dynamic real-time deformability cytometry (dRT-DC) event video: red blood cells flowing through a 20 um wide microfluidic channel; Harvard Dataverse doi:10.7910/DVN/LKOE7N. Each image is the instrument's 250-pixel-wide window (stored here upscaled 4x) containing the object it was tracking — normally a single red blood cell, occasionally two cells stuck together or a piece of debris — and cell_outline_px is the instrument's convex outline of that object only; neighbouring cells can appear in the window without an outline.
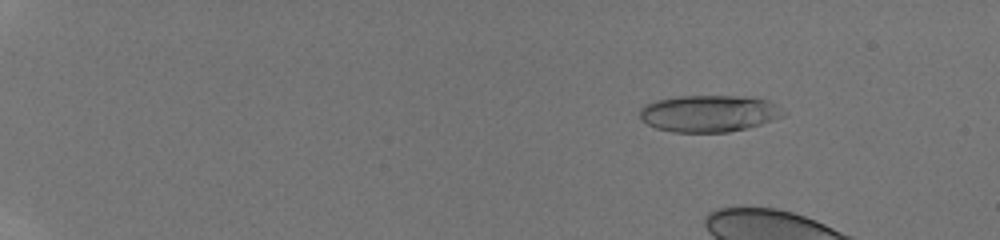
{"species": "human", "species_latin": "Homo sapiens", "temperature_condition": "room temperature", "stored_images_in_passage": 27, "camera_frame_rate_fps": 3000, "um_per_image_px": 0.085, "donor": {"sex": "male"}, "frame": {"image": 1, "passage_image": 16, "time_ms": 3.0, "image_size_px": [1000, 240], "cell_outline_px": [[788, 112], [784, 116], [748, 128], [728, 132], [672, 132], [656, 128], [640, 120], [640, 108], [644, 104], [656, 100], [680, 96], [752, 96], [768, 100]], "centroid_in_image_um": [60.28, 9.64], "position_along_channel_um": 24.7, "area_um2": 31.1}}